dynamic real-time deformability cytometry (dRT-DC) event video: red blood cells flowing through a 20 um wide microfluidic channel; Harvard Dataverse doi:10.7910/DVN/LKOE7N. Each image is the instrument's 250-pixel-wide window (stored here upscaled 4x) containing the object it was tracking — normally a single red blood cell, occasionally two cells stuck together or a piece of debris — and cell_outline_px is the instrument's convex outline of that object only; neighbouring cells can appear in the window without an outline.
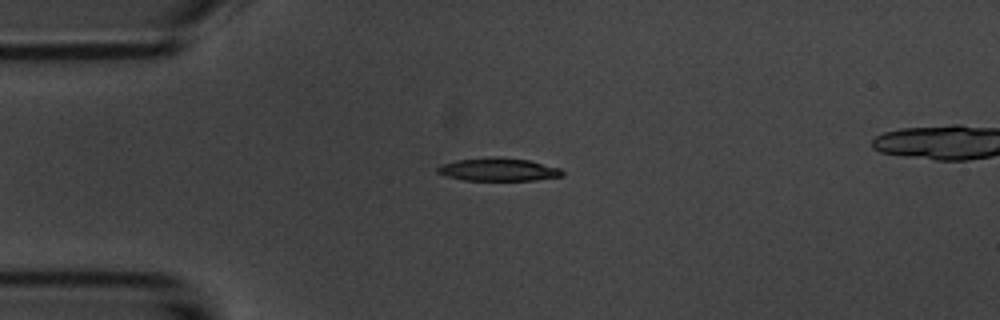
{"species": "common noctule bat (a hibernating species)", "species_latin": "Nyctalus noctula", "temperature_condition": "room temperature", "stored_images_in_passage": 7, "camera_frame_rate_fps": 3000, "um_per_image_px": 0.085, "animal": {"sex": "male", "body_mass_g": 20.1, "forearm_length_mm": 53.5}, "frame": {"image": 1, "passage_image": 1, "time_ms": 0.0, "image_size_px": [1000, 320], "cell_outline_px": [[564, 176], [536, 180], [464, 180], [448, 176], [436, 172], [436, 168], [440, 164], [456, 160], [496, 156], [528, 160], [560, 168], [564, 172]], "centroid_in_image_um": [42.36, 14.4], "position_along_channel_um": 42.6, "area_um2": 16.76}}
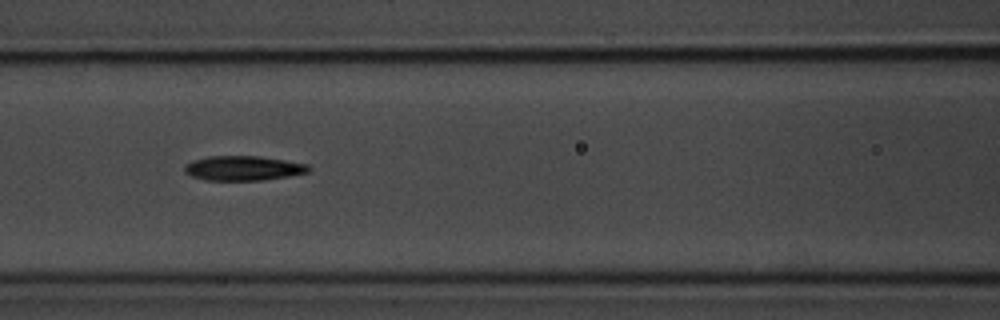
{"frame": {"image": 2, "passage_image": 4, "time_ms": 3.333, "image_size_px": [1000, 320], "cell_outline_px": [[312, 168], [308, 172], [288, 176], [264, 180], [204, 180], [192, 176], [184, 172], [184, 164], [192, 160], [208, 156], [260, 156], [308, 164]], "centroid_in_image_um": [20.65, 14.29], "position_along_channel_um": 145.9, "area_um2": 17.92}}
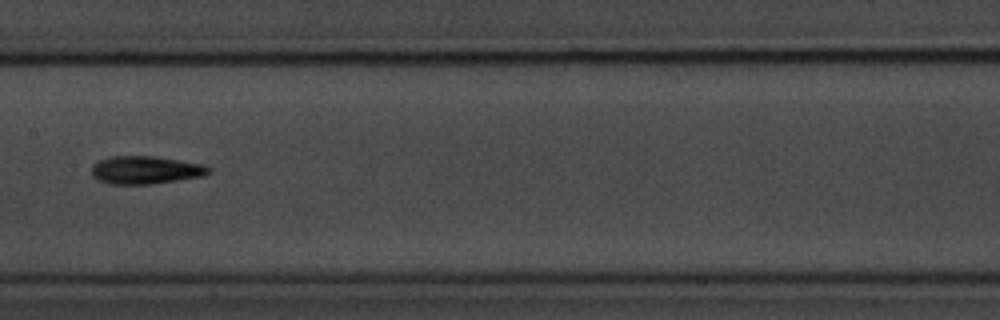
{"frame": {"image": 3, "passage_image": 5, "time_ms": 4.667, "image_size_px": [1000, 320], "cell_outline_px": [[212, 172], [204, 176], [152, 184], [108, 184], [96, 180], [92, 176], [92, 164], [108, 156], [152, 156], [180, 160], [204, 164], [212, 168]], "centroid_in_image_um": [12.38, 14.45], "position_along_channel_um": 195.0, "area_um2": 19.36}}